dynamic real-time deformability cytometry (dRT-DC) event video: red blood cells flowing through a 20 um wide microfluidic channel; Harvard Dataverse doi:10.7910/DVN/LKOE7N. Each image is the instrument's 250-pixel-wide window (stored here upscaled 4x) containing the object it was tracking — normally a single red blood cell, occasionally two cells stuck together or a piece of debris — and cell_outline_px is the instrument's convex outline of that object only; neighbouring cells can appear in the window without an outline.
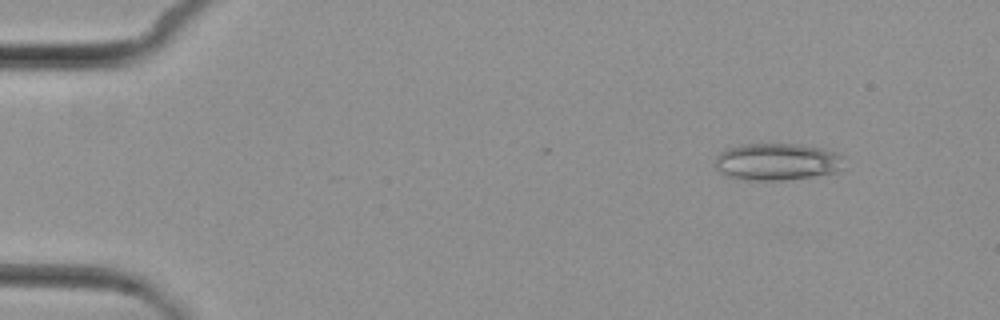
{"species": "common noctule bat (a hibernating species)", "species_latin": "Nyctalus noctula", "temperature_condition": "cold", "stored_images_in_passage": 3, "camera_frame_rate_fps": 3000, "um_per_image_px": 0.085, "animal": {"sex": "female", "body_mass_g": 29.2, "forearm_length_mm": 56.3}, "frame": {"image": 1, "passage_image": 1, "time_ms": 0.0, "image_size_px": [1000, 320], "cell_outline_px": [[840, 156], [836, 172], [812, 176], [784, 180], [744, 180], [728, 176], [720, 172], [716, 168], [716, 156], [724, 148], [744, 144], [800, 144], [820, 148], [836, 152]], "centroid_in_image_um": [65.94, 13.74], "position_along_channel_um": 19.1, "area_um2": 27.46}}